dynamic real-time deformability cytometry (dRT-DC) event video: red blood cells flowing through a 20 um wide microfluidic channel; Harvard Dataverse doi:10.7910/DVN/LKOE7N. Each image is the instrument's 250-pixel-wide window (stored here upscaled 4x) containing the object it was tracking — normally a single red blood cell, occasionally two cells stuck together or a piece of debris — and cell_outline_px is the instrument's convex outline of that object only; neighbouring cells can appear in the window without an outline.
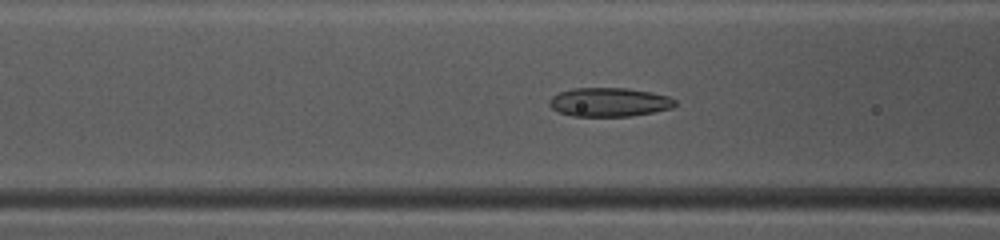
{"species": "common noctule bat (a hibernating species)", "species_latin": "Nyctalus noctula", "temperature_condition": "warm", "stored_images_in_passage": 40, "camera_frame_rate_fps": 3000, "um_per_image_px": 0.085, "animal": {"sex": "female", "body_mass_g": 10.0, "forearm_length_mm": 53.1}, "frame": {"image": 1, "passage_image": 11, "time_ms": 3.333, "image_size_px": [1000, 240], "cell_outline_px": [[676, 104], [672, 108], [652, 112], [628, 116], [572, 116], [560, 112], [552, 108], [548, 104], [548, 100], [552, 96], [560, 92], [572, 88], [628, 88], [668, 96], [676, 100]], "centroid_in_image_um": [51.75, 8.68], "position_along_channel_um": 114.8, "area_um2": 21.04}}
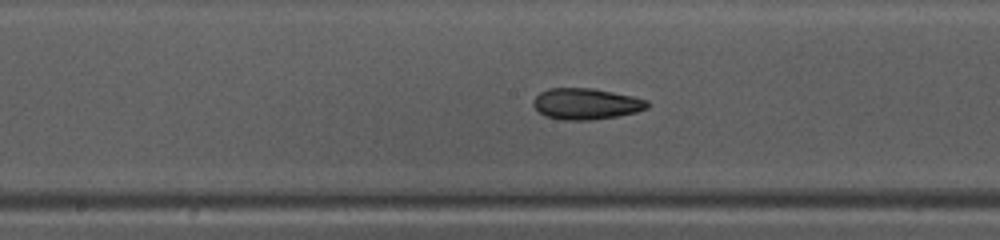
{"frame": {"image": 2, "passage_image": 17, "time_ms": 5.333, "image_size_px": [1000, 240], "cell_outline_px": [[648, 108], [636, 112], [616, 116], [592, 120], [564, 120], [544, 116], [532, 104], [532, 100], [540, 92], [548, 88], [592, 88], [632, 96], [648, 100]], "centroid_in_image_um": [49.79, 8.82], "position_along_channel_um": 198.4, "area_um2": 20.69}}
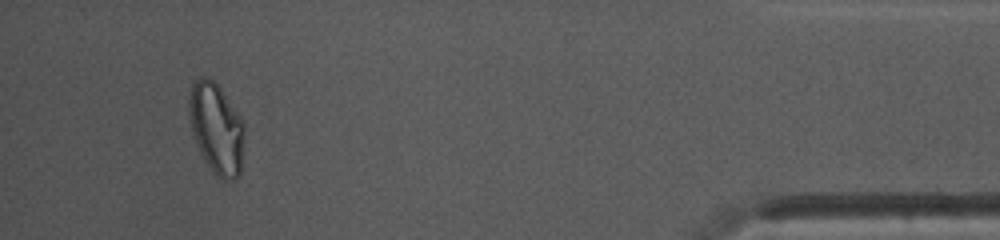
{"frame": {"image": 3, "passage_image": 37, "time_ms": 12.0, "image_size_px": [1000, 240], "cell_outline_px": [[244, 128], [240, 176], [236, 180], [224, 180], [216, 176], [200, 152], [196, 144], [192, 132], [188, 112], [188, 100], [192, 84], [200, 76], [204, 76], [212, 80], [220, 88], [244, 124]], "centroid_in_image_um": [18.37, 10.93], "position_along_channel_um": 416.8, "area_um2": 28.96}, "authors_computed_cell_mechanics": {"area_um2": 21.5016, "velocity_mm_per_s": 4.1591, "shape_relaxation_time_tau1_ms": 10.9183, "shape_relaxation_time_tau2_ms": 2.0423, "deformation_change_tau1": 0.2204, "deformation_change_tau2": 0.0718}}